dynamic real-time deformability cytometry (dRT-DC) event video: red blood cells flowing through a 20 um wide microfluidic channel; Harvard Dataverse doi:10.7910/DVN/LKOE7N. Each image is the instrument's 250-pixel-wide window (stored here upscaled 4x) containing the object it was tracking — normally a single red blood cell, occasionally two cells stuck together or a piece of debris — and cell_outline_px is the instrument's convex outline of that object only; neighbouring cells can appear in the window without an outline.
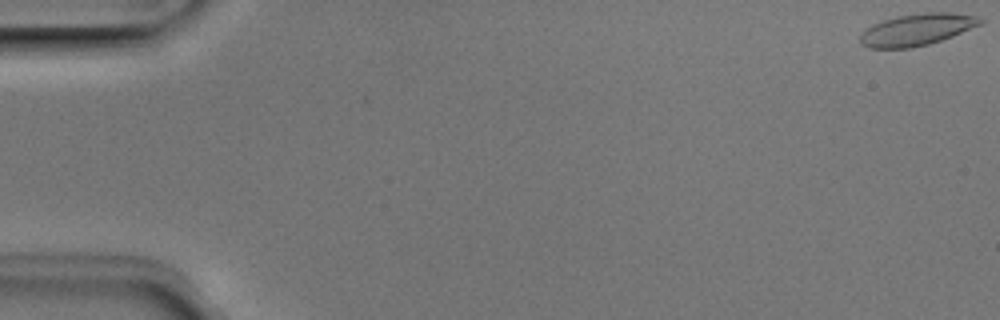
{"species": "Egyptian fruit bat (a non-hibernating species)", "species_latin": "Rousettus aegyptiacus", "temperature_condition": "room temperature", "stored_images_in_passage": 6, "segment_of_instrument_passage": [1, 2], "camera_frame_rate_fps": 3000, "um_per_image_px": 0.085, "animal": {"sex": "male"}, "frame": {"image": 1, "passage_image": 1, "time_ms": 0.0, "image_size_px": [1000, 320], "cell_outline_px": [[984, 24], [952, 36], [928, 44], [912, 48], [868, 48], [860, 44], [860, 36], [872, 24], [896, 16], [924, 12], [952, 12], [984, 16]], "centroid_in_image_um": [78.02, 2.5], "position_along_channel_um": 7.0, "area_um2": 22.54}}
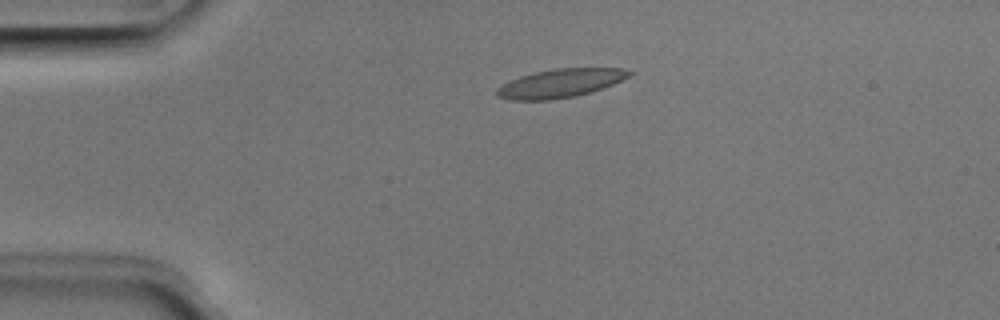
{"frame": {"image": 2, "passage_image": 4, "time_ms": 1.0, "image_size_px": [1000, 320], "cell_outline_px": [[632, 72], [628, 76], [612, 84], [576, 96], [552, 100], [512, 100], [496, 96], [496, 88], [520, 76], [536, 72], [556, 68], [620, 68]], "centroid_in_image_um": [47.57, 7.08], "position_along_channel_um": 37.4, "area_um2": 21.62}}